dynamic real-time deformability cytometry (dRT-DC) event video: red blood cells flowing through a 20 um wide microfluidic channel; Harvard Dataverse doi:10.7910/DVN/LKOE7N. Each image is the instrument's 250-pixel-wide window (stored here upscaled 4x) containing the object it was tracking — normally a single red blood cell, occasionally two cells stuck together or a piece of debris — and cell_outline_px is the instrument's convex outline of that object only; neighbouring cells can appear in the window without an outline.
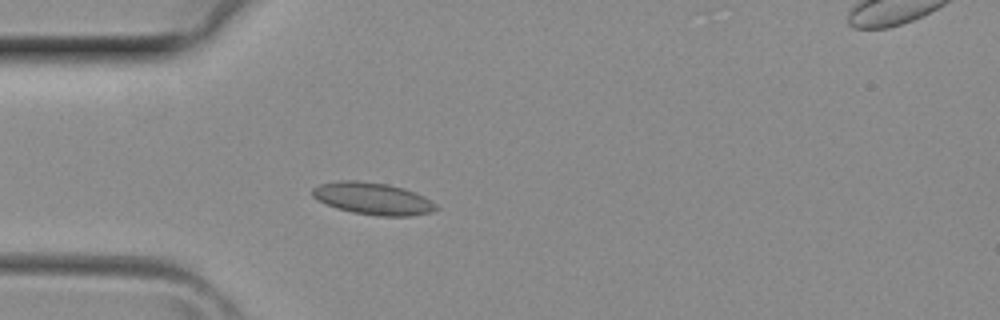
{"species": "common noctule bat (a hibernating species)", "species_latin": "Nyctalus noctula", "temperature_condition": "room temperature", "stored_images_in_passage": 35, "camera_frame_rate_fps": 3000, "um_per_image_px": 0.085, "animal": {"sex": "female", "body_mass_g": 29.2, "forearm_length_mm": 56.3}, "frame": {"image": 1, "passage_image": 7, "time_ms": 2.0, "image_size_px": [1000, 320], "cell_outline_px": [[440, 208], [432, 212], [408, 216], [376, 216], [352, 212], [336, 208], [316, 200], [312, 196], [312, 188], [320, 184], [336, 180], [356, 180], [388, 184], [404, 188], [416, 192], [424, 196], [436, 204]], "centroid_in_image_um": [31.68, 16.87], "position_along_channel_um": 53.3, "area_um2": 23.41}}
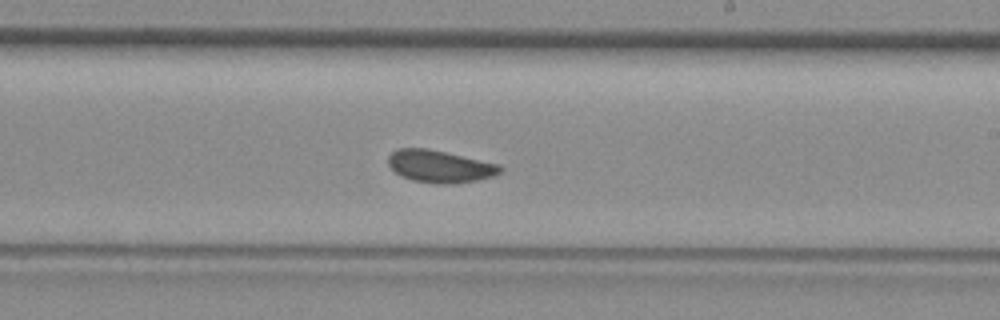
{"frame": {"image": 2, "passage_image": 19, "time_ms": 6.0, "image_size_px": [1000, 320], "cell_outline_px": [[504, 172], [496, 176], [456, 184], [436, 184], [412, 180], [400, 176], [388, 164], [388, 156], [396, 148], [428, 148], [500, 164], [504, 168]], "centroid_in_image_um": [37.43, 14.15], "position_along_channel_um": 251.6, "area_um2": 21.44}}
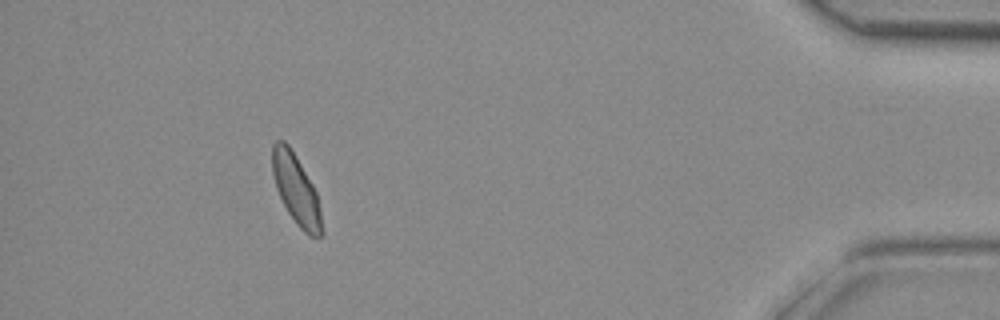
{"frame": {"image": 3, "passage_image": 32, "time_ms": 10.333, "image_size_px": [1000, 320], "cell_outline_px": [[324, 236], [308, 236], [296, 224], [288, 212], [276, 188], [272, 172], [272, 144], [276, 140], [284, 140], [288, 144], [296, 156], [312, 184], [316, 192], [324, 232]], "centroid_in_image_um": [25.17, 16.12], "position_along_channel_um": 410.0, "area_um2": 20.06}}